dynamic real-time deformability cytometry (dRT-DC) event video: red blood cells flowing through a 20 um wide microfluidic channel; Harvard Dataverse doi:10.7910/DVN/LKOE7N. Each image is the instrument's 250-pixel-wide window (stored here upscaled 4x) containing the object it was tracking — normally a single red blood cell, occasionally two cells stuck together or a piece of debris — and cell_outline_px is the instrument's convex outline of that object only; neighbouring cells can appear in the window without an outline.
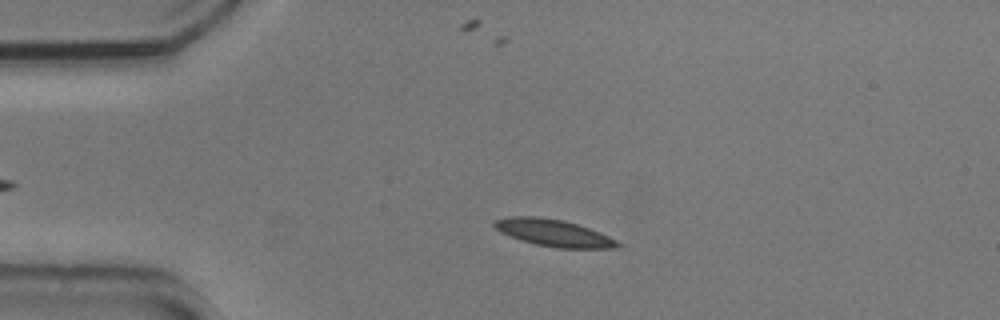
{"species": "common noctule bat (a hibernating species)", "species_latin": "Nyctalus noctula", "temperature_condition": "cold", "stored_images_in_passage": 45, "camera_frame_rate_fps": 3000, "um_per_image_px": 0.085, "animal": {"sex": "male", "body_mass_g": 20.5, "forearm_length_mm": 52.5}, "frame": {"image": 1, "passage_image": 10, "time_ms": 3.0, "image_size_px": [1000, 320], "cell_outline_px": [[624, 244], [616, 248], [556, 248], [536, 244], [520, 240], [500, 232], [492, 224], [492, 220], [512, 216], [536, 216], [564, 220], [600, 232]], "centroid_in_image_um": [47.05, 19.79], "position_along_channel_um": 38.0, "area_um2": 19.42}}
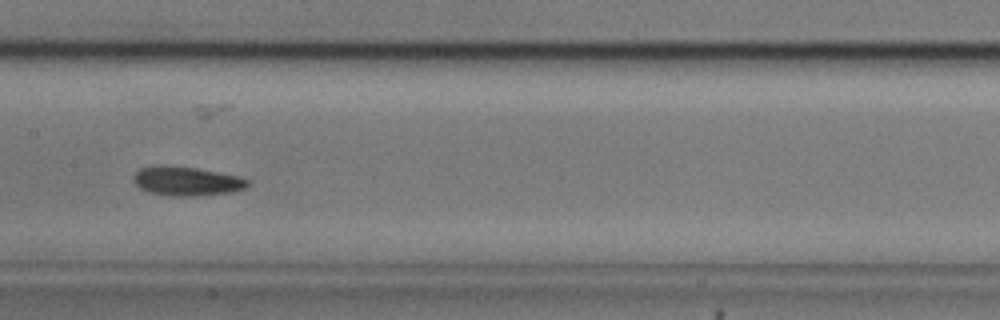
{"frame": {"image": 2, "passage_image": 25, "time_ms": 8.0, "image_size_px": [1000, 320], "cell_outline_px": [[252, 180], [244, 188], [228, 192], [196, 196], [172, 196], [148, 192], [140, 188], [132, 180], [132, 176], [140, 168], [160, 164], [196, 168], [240, 176]], "centroid_in_image_um": [15.83, 15.38], "position_along_channel_um": 191.6, "area_um2": 19.48}}
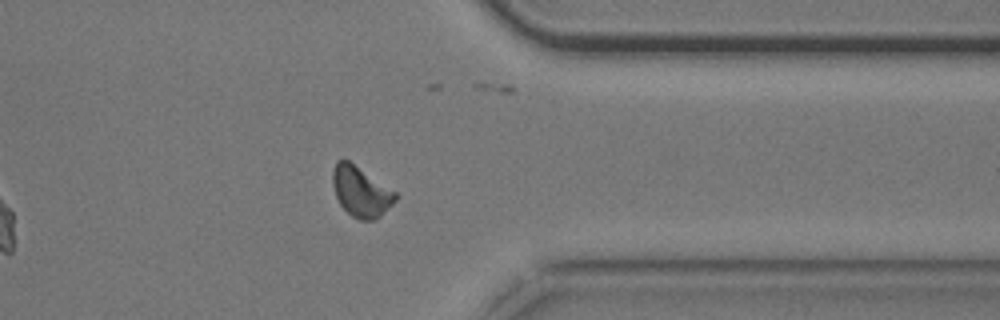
{"frame": {"image": 3, "passage_image": 41, "time_ms": 13.333, "image_size_px": [1000, 320], "cell_outline_px": [[396, 200], [376, 220], [360, 220], [352, 216], [340, 204], [336, 196], [332, 184], [332, 172], [336, 160], [348, 160], [396, 192]], "centroid_in_image_um": [30.65, 16.29], "position_along_channel_um": 380.7, "area_um2": 18.15}, "authors_computed_cell_mechanics": {"area_um2": 18.496, "velocity_mm_per_s": 3.6984, "shape_relaxation_time_tau1_ms": 2.5836, "shape_relaxation_time_tau2_ms": 5.0942, "deformation_change_tau1": 0.0939, "deformation_change_tau2": 0.0916}}